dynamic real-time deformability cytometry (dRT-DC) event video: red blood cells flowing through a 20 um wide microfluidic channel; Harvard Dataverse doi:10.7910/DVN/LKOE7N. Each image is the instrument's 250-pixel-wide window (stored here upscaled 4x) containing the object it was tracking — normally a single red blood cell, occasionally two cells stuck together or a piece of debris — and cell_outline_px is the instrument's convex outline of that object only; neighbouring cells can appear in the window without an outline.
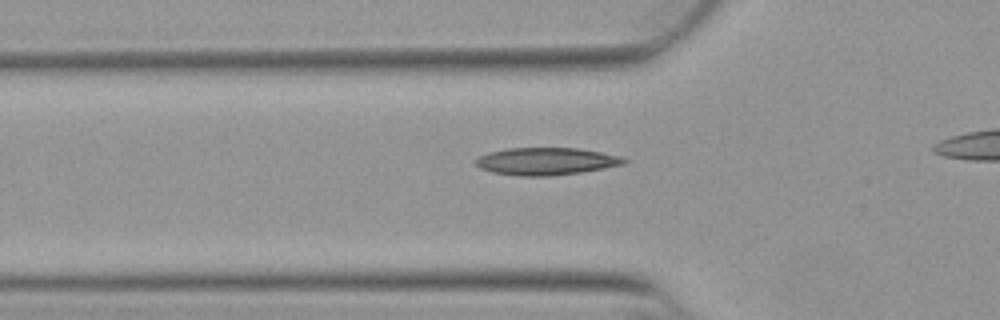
{"species": "Egyptian fruit bat (a non-hibernating species)", "species_latin": "Rousettus aegyptiacus", "temperature_condition": "warm", "stored_images_in_passage": 33, "camera_frame_rate_fps": 3000, "um_per_image_px": 0.085, "animal": {"sex": "female"}, "frame": {"image": 1, "passage_image": 8, "time_ms": 2.333, "image_size_px": [1000, 320], "cell_outline_px": [[628, 160], [624, 164], [580, 172], [548, 176], [520, 176], [492, 172], [480, 168], [476, 164], [476, 160], [480, 156], [488, 152], [508, 148], [576, 148], [600, 152], [620, 156]], "centroid_in_image_um": [46.4, 13.71], "position_along_channel_um": 79.4, "area_um2": 23.41}}
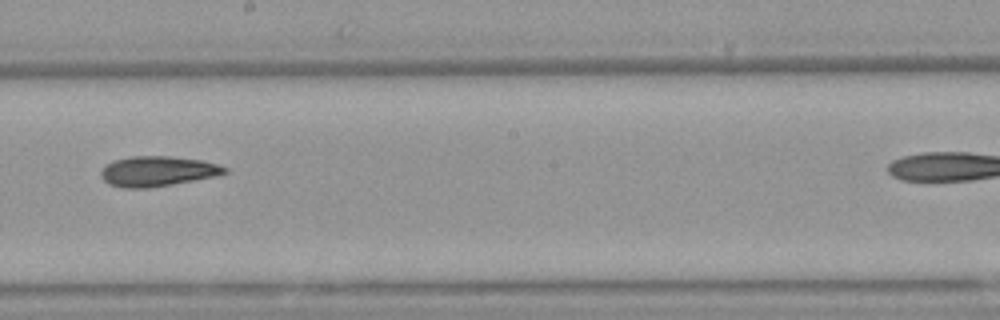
{"frame": {"image": 2, "passage_image": 20, "time_ms": 6.333, "image_size_px": [1000, 320], "cell_outline_px": [[228, 172], [216, 176], [172, 184], [148, 188], [124, 188], [108, 184], [100, 176], [100, 172], [112, 160], [132, 156], [168, 156], [200, 160], [216, 164], [228, 168]], "centroid_in_image_um": [13.37, 14.56], "position_along_channel_um": 234.8, "area_um2": 21.62}}
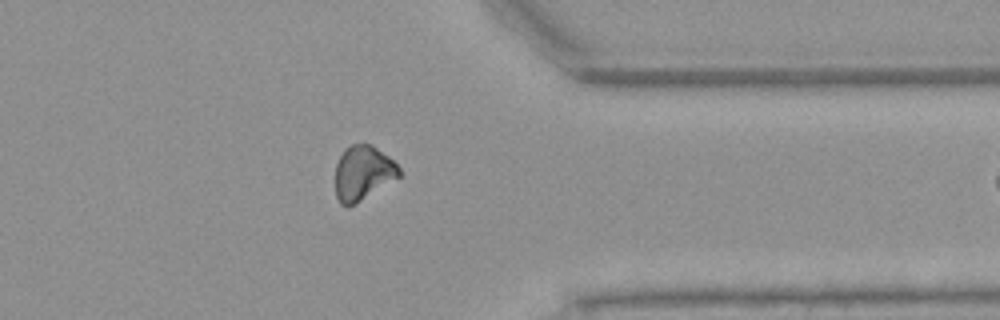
{"frame": {"image": 3, "passage_image": 32, "time_ms": 10.333, "image_size_px": [1000, 320], "cell_outline_px": [[400, 176], [356, 204], [340, 204], [336, 196], [336, 164], [344, 148], [352, 144], [372, 144], [388, 156], [400, 168]], "centroid_in_image_um": [30.85, 14.68], "position_along_channel_um": 380.6, "area_um2": 20.11}}